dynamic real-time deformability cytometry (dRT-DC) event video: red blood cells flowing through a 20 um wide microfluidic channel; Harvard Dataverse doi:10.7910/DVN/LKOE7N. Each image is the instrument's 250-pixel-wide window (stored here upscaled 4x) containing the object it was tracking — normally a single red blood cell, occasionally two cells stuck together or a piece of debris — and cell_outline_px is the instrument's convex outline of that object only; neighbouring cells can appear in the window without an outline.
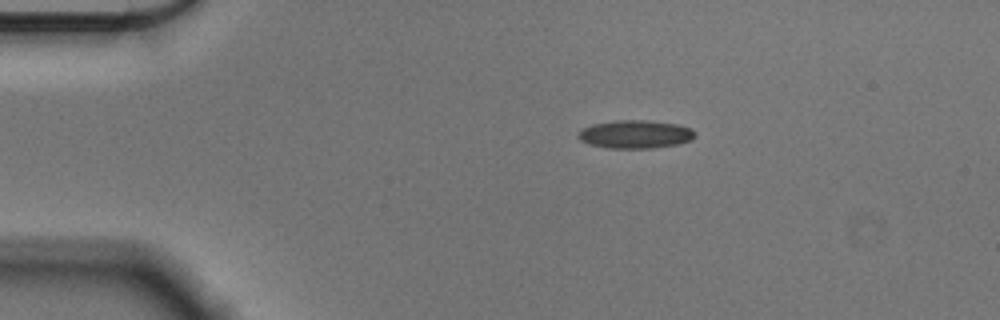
{"species": "Egyptian fruit bat (a non-hibernating species)", "species_latin": "Rousettus aegyptiacus", "temperature_condition": "cold", "stored_images_in_passage": 8, "segment_of_instrument_passage": [2, 2], "camera_frame_rate_fps": 3000, "um_per_image_px": 0.085, "animal": {"sex": "male"}, "frame": {"image": 1, "passage_image": 8, "time_ms": 2.333, "image_size_px": [1000, 320], "cell_outline_px": [[696, 132], [692, 140], [676, 144], [652, 148], [608, 148], [588, 144], [580, 140], [576, 136], [584, 128], [592, 124], [616, 120], [648, 120], [680, 124], [692, 128]], "centroid_in_image_um": [54.02, 11.4], "position_along_channel_um": 31.0, "area_um2": 19.31}}